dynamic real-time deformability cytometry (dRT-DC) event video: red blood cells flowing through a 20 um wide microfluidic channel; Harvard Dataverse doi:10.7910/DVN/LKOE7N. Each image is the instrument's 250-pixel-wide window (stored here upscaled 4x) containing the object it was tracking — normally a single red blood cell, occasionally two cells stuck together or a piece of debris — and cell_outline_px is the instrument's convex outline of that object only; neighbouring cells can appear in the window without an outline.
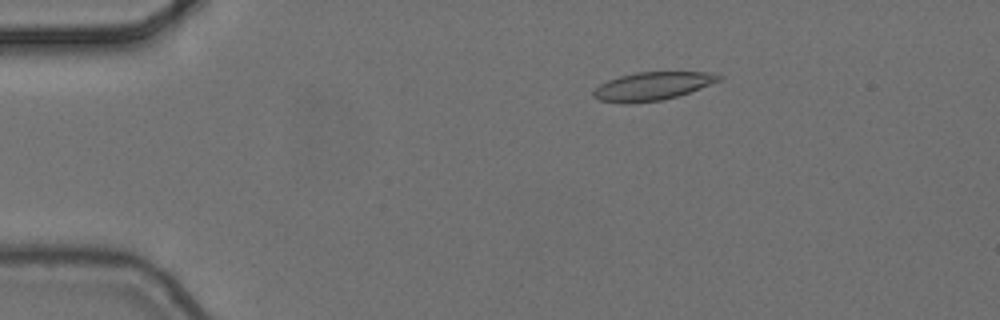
{"species": "common noctule bat (a hibernating species)", "species_latin": "Nyctalus noctula", "temperature_condition": "cold", "stored_images_in_passage": 3, "camera_frame_rate_fps": 3000, "um_per_image_px": 0.085, "animal": {"sex": "female", "body_mass_g": 24.6, "forearm_length_mm": 56.2}, "frame": {"image": 1, "passage_image": 1, "time_ms": 0.0, "image_size_px": [1000, 320], "cell_outline_px": [[724, 76], [720, 80], [700, 88], [676, 96], [660, 100], [628, 104], [624, 104], [600, 100], [592, 96], [592, 92], [600, 84], [608, 80], [620, 76], [636, 72], [708, 72]], "centroid_in_image_um": [55.41, 7.32], "position_along_channel_um": 29.6, "area_um2": 20.46}}